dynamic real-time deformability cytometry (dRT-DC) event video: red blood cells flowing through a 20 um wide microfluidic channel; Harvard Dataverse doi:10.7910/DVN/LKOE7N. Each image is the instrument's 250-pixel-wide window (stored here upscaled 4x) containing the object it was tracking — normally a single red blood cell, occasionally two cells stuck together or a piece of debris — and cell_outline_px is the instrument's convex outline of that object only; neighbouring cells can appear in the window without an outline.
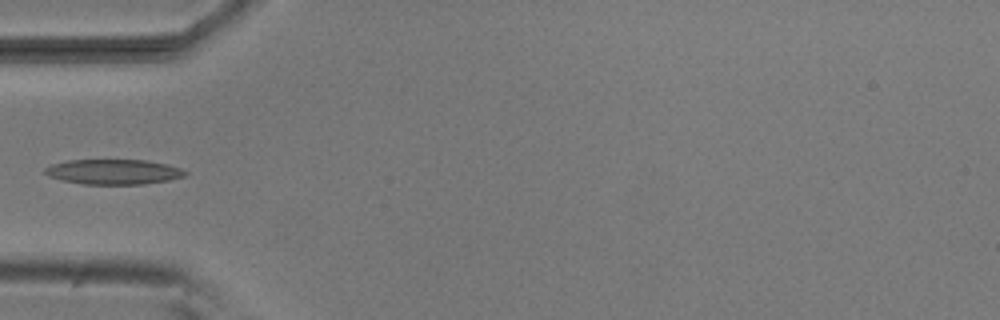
{"species": "common noctule bat (a hibernating species)", "species_latin": "Nyctalus noctula", "temperature_condition": "room temperature", "stored_images_in_passage": 6, "camera_frame_rate_fps": 3000, "um_per_image_px": 0.085, "animal": {"sex": "male", "body_mass_g": 20.5, "forearm_length_mm": 52.5}, "frame": {"image": 1, "passage_image": 1, "time_ms": 0.0, "image_size_px": [1000, 320], "cell_outline_px": [[188, 172], [184, 176], [168, 180], [144, 184], [84, 184], [64, 180], [48, 176], [44, 172], [44, 168], [52, 164], [68, 160], [144, 160], [168, 164], [180, 168]], "centroid_in_image_um": [9.65, 14.6], "position_along_channel_um": 75.3, "area_um2": 20.35}}
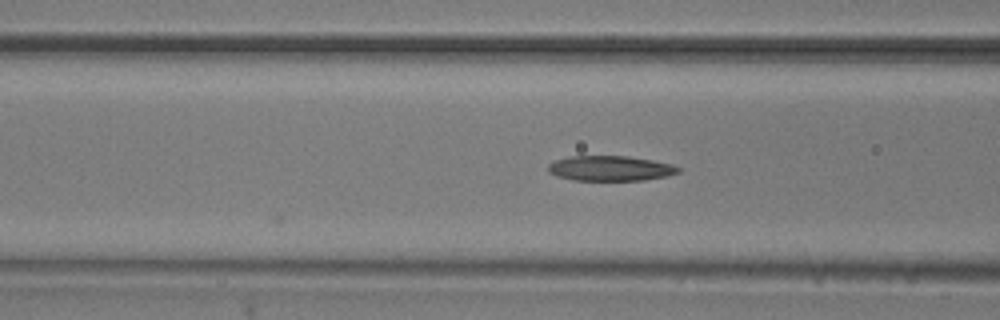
{"frame": {"image": 2, "passage_image": 4, "time_ms": 1.0, "image_size_px": [1000, 320], "cell_outline_px": [[680, 172], [668, 176], [644, 180], [572, 180], [556, 176], [548, 172], [548, 164], [556, 160], [568, 156], [628, 156], [652, 160], [672, 164], [680, 168]], "centroid_in_image_um": [51.87, 14.31], "position_along_channel_um": 114.7, "area_um2": 19.13}}